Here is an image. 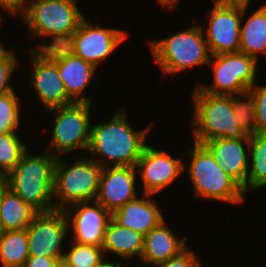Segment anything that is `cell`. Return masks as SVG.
<instances>
[{
  "instance_id": "obj_1",
  "label": "cell",
  "mask_w": 266,
  "mask_h": 267,
  "mask_svg": "<svg viewBox=\"0 0 266 267\" xmlns=\"http://www.w3.org/2000/svg\"><path fill=\"white\" fill-rule=\"evenodd\" d=\"M120 107L108 121L96 124L93 119L91 123L90 144L86 155L102 167H136L149 144L150 133L157 128L152 120L142 129H136V125L133 128L126 108Z\"/></svg>"
},
{
  "instance_id": "obj_2",
  "label": "cell",
  "mask_w": 266,
  "mask_h": 267,
  "mask_svg": "<svg viewBox=\"0 0 266 267\" xmlns=\"http://www.w3.org/2000/svg\"><path fill=\"white\" fill-rule=\"evenodd\" d=\"M78 1H29L26 13L20 21L29 29L28 36L32 37V41H41L26 48L45 50L54 46H64L86 17L79 8Z\"/></svg>"
},
{
  "instance_id": "obj_3",
  "label": "cell",
  "mask_w": 266,
  "mask_h": 267,
  "mask_svg": "<svg viewBox=\"0 0 266 267\" xmlns=\"http://www.w3.org/2000/svg\"><path fill=\"white\" fill-rule=\"evenodd\" d=\"M192 144L180 155L189 157V162H183V171L188 174L196 198L233 206L245 204L247 195L243 188L216 163L211 151L204 144Z\"/></svg>"
},
{
  "instance_id": "obj_4",
  "label": "cell",
  "mask_w": 266,
  "mask_h": 267,
  "mask_svg": "<svg viewBox=\"0 0 266 267\" xmlns=\"http://www.w3.org/2000/svg\"><path fill=\"white\" fill-rule=\"evenodd\" d=\"M146 43L155 65L166 77L206 67L211 54L200 24H191L165 38L149 39ZM186 71V72H185Z\"/></svg>"
},
{
  "instance_id": "obj_5",
  "label": "cell",
  "mask_w": 266,
  "mask_h": 267,
  "mask_svg": "<svg viewBox=\"0 0 266 267\" xmlns=\"http://www.w3.org/2000/svg\"><path fill=\"white\" fill-rule=\"evenodd\" d=\"M38 152L27 151L6 179L8 187L37 212H49L55 210L54 170L58 157L43 148Z\"/></svg>"
},
{
  "instance_id": "obj_6",
  "label": "cell",
  "mask_w": 266,
  "mask_h": 267,
  "mask_svg": "<svg viewBox=\"0 0 266 267\" xmlns=\"http://www.w3.org/2000/svg\"><path fill=\"white\" fill-rule=\"evenodd\" d=\"M190 97L193 110L189 125L194 142L203 144L212 139L246 136L236 121L233 96L212 95L194 87Z\"/></svg>"
},
{
  "instance_id": "obj_7",
  "label": "cell",
  "mask_w": 266,
  "mask_h": 267,
  "mask_svg": "<svg viewBox=\"0 0 266 267\" xmlns=\"http://www.w3.org/2000/svg\"><path fill=\"white\" fill-rule=\"evenodd\" d=\"M81 155V156H80ZM70 164L65 156L57 158L54 170L55 209L85 201H96L103 167L89 156L80 154Z\"/></svg>"
},
{
  "instance_id": "obj_8",
  "label": "cell",
  "mask_w": 266,
  "mask_h": 267,
  "mask_svg": "<svg viewBox=\"0 0 266 267\" xmlns=\"http://www.w3.org/2000/svg\"><path fill=\"white\" fill-rule=\"evenodd\" d=\"M93 104L88 102H74L45 110L52 114L53 125L48 146L43 149L56 157L67 156L77 151L87 152L90 144L91 123L93 119ZM67 153V154H66Z\"/></svg>"
},
{
  "instance_id": "obj_9",
  "label": "cell",
  "mask_w": 266,
  "mask_h": 267,
  "mask_svg": "<svg viewBox=\"0 0 266 267\" xmlns=\"http://www.w3.org/2000/svg\"><path fill=\"white\" fill-rule=\"evenodd\" d=\"M259 62L242 52L213 55L207 67L212 70L210 84L196 80L195 87L200 92L212 95L234 96L248 92L258 83Z\"/></svg>"
},
{
  "instance_id": "obj_10",
  "label": "cell",
  "mask_w": 266,
  "mask_h": 267,
  "mask_svg": "<svg viewBox=\"0 0 266 267\" xmlns=\"http://www.w3.org/2000/svg\"><path fill=\"white\" fill-rule=\"evenodd\" d=\"M131 35L127 30L93 24L85 17L69 41L64 45L74 55L94 65L97 69L122 46Z\"/></svg>"
},
{
  "instance_id": "obj_11",
  "label": "cell",
  "mask_w": 266,
  "mask_h": 267,
  "mask_svg": "<svg viewBox=\"0 0 266 267\" xmlns=\"http://www.w3.org/2000/svg\"><path fill=\"white\" fill-rule=\"evenodd\" d=\"M181 158L176 154L172 155L168 149L157 148L149 143L136 164L138 180L141 181L140 191L143 190L144 194L160 195L175 184V181H179V177L184 174L183 160L186 157Z\"/></svg>"
},
{
  "instance_id": "obj_12",
  "label": "cell",
  "mask_w": 266,
  "mask_h": 267,
  "mask_svg": "<svg viewBox=\"0 0 266 267\" xmlns=\"http://www.w3.org/2000/svg\"><path fill=\"white\" fill-rule=\"evenodd\" d=\"M26 230L29 256L63 260L70 235L68 220L63 210L38 212Z\"/></svg>"
},
{
  "instance_id": "obj_13",
  "label": "cell",
  "mask_w": 266,
  "mask_h": 267,
  "mask_svg": "<svg viewBox=\"0 0 266 267\" xmlns=\"http://www.w3.org/2000/svg\"><path fill=\"white\" fill-rule=\"evenodd\" d=\"M30 57L29 88L42 105L43 111L74 103L67 95L56 62L44 51L26 49Z\"/></svg>"
},
{
  "instance_id": "obj_14",
  "label": "cell",
  "mask_w": 266,
  "mask_h": 267,
  "mask_svg": "<svg viewBox=\"0 0 266 267\" xmlns=\"http://www.w3.org/2000/svg\"><path fill=\"white\" fill-rule=\"evenodd\" d=\"M207 25L200 23L211 56L239 52L242 6L224 5L212 0Z\"/></svg>"
},
{
  "instance_id": "obj_15",
  "label": "cell",
  "mask_w": 266,
  "mask_h": 267,
  "mask_svg": "<svg viewBox=\"0 0 266 267\" xmlns=\"http://www.w3.org/2000/svg\"><path fill=\"white\" fill-rule=\"evenodd\" d=\"M69 238L80 244L103 247L105 229L112 214L97 201L76 202L63 209Z\"/></svg>"
},
{
  "instance_id": "obj_16",
  "label": "cell",
  "mask_w": 266,
  "mask_h": 267,
  "mask_svg": "<svg viewBox=\"0 0 266 267\" xmlns=\"http://www.w3.org/2000/svg\"><path fill=\"white\" fill-rule=\"evenodd\" d=\"M44 51L56 62L67 95L74 102L93 103L95 97L87 94L86 89L99 69L74 55L65 46H54Z\"/></svg>"
},
{
  "instance_id": "obj_17",
  "label": "cell",
  "mask_w": 266,
  "mask_h": 267,
  "mask_svg": "<svg viewBox=\"0 0 266 267\" xmlns=\"http://www.w3.org/2000/svg\"><path fill=\"white\" fill-rule=\"evenodd\" d=\"M138 182L136 167H103L96 201L113 214L140 195Z\"/></svg>"
},
{
  "instance_id": "obj_18",
  "label": "cell",
  "mask_w": 266,
  "mask_h": 267,
  "mask_svg": "<svg viewBox=\"0 0 266 267\" xmlns=\"http://www.w3.org/2000/svg\"><path fill=\"white\" fill-rule=\"evenodd\" d=\"M249 141L250 136L246 135L244 138H218L203 143L213 154L216 163L243 188L246 195Z\"/></svg>"
},
{
  "instance_id": "obj_19",
  "label": "cell",
  "mask_w": 266,
  "mask_h": 267,
  "mask_svg": "<svg viewBox=\"0 0 266 267\" xmlns=\"http://www.w3.org/2000/svg\"><path fill=\"white\" fill-rule=\"evenodd\" d=\"M166 219L144 235V247L139 267H152L178 256L188 246V237L174 231Z\"/></svg>"
},
{
  "instance_id": "obj_20",
  "label": "cell",
  "mask_w": 266,
  "mask_h": 267,
  "mask_svg": "<svg viewBox=\"0 0 266 267\" xmlns=\"http://www.w3.org/2000/svg\"><path fill=\"white\" fill-rule=\"evenodd\" d=\"M156 201L155 195L141 193L136 199L127 202L112 214L121 226L143 235L157 227L165 219L164 210Z\"/></svg>"
},
{
  "instance_id": "obj_21",
  "label": "cell",
  "mask_w": 266,
  "mask_h": 267,
  "mask_svg": "<svg viewBox=\"0 0 266 267\" xmlns=\"http://www.w3.org/2000/svg\"><path fill=\"white\" fill-rule=\"evenodd\" d=\"M258 6L252 12H249L250 6H242L239 52L260 63L261 57H266V1Z\"/></svg>"
},
{
  "instance_id": "obj_22",
  "label": "cell",
  "mask_w": 266,
  "mask_h": 267,
  "mask_svg": "<svg viewBox=\"0 0 266 267\" xmlns=\"http://www.w3.org/2000/svg\"><path fill=\"white\" fill-rule=\"evenodd\" d=\"M144 247V235L119 225L113 218L105 229L103 250L106 257L139 262Z\"/></svg>"
},
{
  "instance_id": "obj_23",
  "label": "cell",
  "mask_w": 266,
  "mask_h": 267,
  "mask_svg": "<svg viewBox=\"0 0 266 267\" xmlns=\"http://www.w3.org/2000/svg\"><path fill=\"white\" fill-rule=\"evenodd\" d=\"M37 213L8 188L0 204V231L25 230Z\"/></svg>"
},
{
  "instance_id": "obj_24",
  "label": "cell",
  "mask_w": 266,
  "mask_h": 267,
  "mask_svg": "<svg viewBox=\"0 0 266 267\" xmlns=\"http://www.w3.org/2000/svg\"><path fill=\"white\" fill-rule=\"evenodd\" d=\"M263 188H266V133H257L249 141L247 196Z\"/></svg>"
},
{
  "instance_id": "obj_25",
  "label": "cell",
  "mask_w": 266,
  "mask_h": 267,
  "mask_svg": "<svg viewBox=\"0 0 266 267\" xmlns=\"http://www.w3.org/2000/svg\"><path fill=\"white\" fill-rule=\"evenodd\" d=\"M28 258L26 229L0 231V267H23Z\"/></svg>"
},
{
  "instance_id": "obj_26",
  "label": "cell",
  "mask_w": 266,
  "mask_h": 267,
  "mask_svg": "<svg viewBox=\"0 0 266 267\" xmlns=\"http://www.w3.org/2000/svg\"><path fill=\"white\" fill-rule=\"evenodd\" d=\"M20 131L0 134V178L6 177L29 150ZM19 133V134H18Z\"/></svg>"
},
{
  "instance_id": "obj_27",
  "label": "cell",
  "mask_w": 266,
  "mask_h": 267,
  "mask_svg": "<svg viewBox=\"0 0 266 267\" xmlns=\"http://www.w3.org/2000/svg\"><path fill=\"white\" fill-rule=\"evenodd\" d=\"M69 241L62 260L67 267H96L105 257L102 247Z\"/></svg>"
},
{
  "instance_id": "obj_28",
  "label": "cell",
  "mask_w": 266,
  "mask_h": 267,
  "mask_svg": "<svg viewBox=\"0 0 266 267\" xmlns=\"http://www.w3.org/2000/svg\"><path fill=\"white\" fill-rule=\"evenodd\" d=\"M20 95L13 90L0 97V134H5L11 131H19L22 129V109L24 104H21Z\"/></svg>"
},
{
  "instance_id": "obj_29",
  "label": "cell",
  "mask_w": 266,
  "mask_h": 267,
  "mask_svg": "<svg viewBox=\"0 0 266 267\" xmlns=\"http://www.w3.org/2000/svg\"><path fill=\"white\" fill-rule=\"evenodd\" d=\"M233 109L239 127L246 135L257 134L255 105L251 95L246 92L233 96Z\"/></svg>"
},
{
  "instance_id": "obj_30",
  "label": "cell",
  "mask_w": 266,
  "mask_h": 267,
  "mask_svg": "<svg viewBox=\"0 0 266 267\" xmlns=\"http://www.w3.org/2000/svg\"><path fill=\"white\" fill-rule=\"evenodd\" d=\"M0 47V97L15 90L12 81L14 72H18L20 61H18L15 51Z\"/></svg>"
},
{
  "instance_id": "obj_31",
  "label": "cell",
  "mask_w": 266,
  "mask_h": 267,
  "mask_svg": "<svg viewBox=\"0 0 266 267\" xmlns=\"http://www.w3.org/2000/svg\"><path fill=\"white\" fill-rule=\"evenodd\" d=\"M255 105L257 133H266V84H255L248 89Z\"/></svg>"
},
{
  "instance_id": "obj_32",
  "label": "cell",
  "mask_w": 266,
  "mask_h": 267,
  "mask_svg": "<svg viewBox=\"0 0 266 267\" xmlns=\"http://www.w3.org/2000/svg\"><path fill=\"white\" fill-rule=\"evenodd\" d=\"M198 257L196 250L187 247L178 256L165 262L158 263L152 267H204V264Z\"/></svg>"
},
{
  "instance_id": "obj_33",
  "label": "cell",
  "mask_w": 266,
  "mask_h": 267,
  "mask_svg": "<svg viewBox=\"0 0 266 267\" xmlns=\"http://www.w3.org/2000/svg\"><path fill=\"white\" fill-rule=\"evenodd\" d=\"M29 0H0V9L9 13V16H20L26 13Z\"/></svg>"
},
{
  "instance_id": "obj_34",
  "label": "cell",
  "mask_w": 266,
  "mask_h": 267,
  "mask_svg": "<svg viewBox=\"0 0 266 267\" xmlns=\"http://www.w3.org/2000/svg\"><path fill=\"white\" fill-rule=\"evenodd\" d=\"M62 262L59 258L45 256H29L23 267H58Z\"/></svg>"
},
{
  "instance_id": "obj_35",
  "label": "cell",
  "mask_w": 266,
  "mask_h": 267,
  "mask_svg": "<svg viewBox=\"0 0 266 267\" xmlns=\"http://www.w3.org/2000/svg\"><path fill=\"white\" fill-rule=\"evenodd\" d=\"M112 259V257H104V259L96 266V267H130V262L125 259H120V261L115 258V260Z\"/></svg>"
},
{
  "instance_id": "obj_36",
  "label": "cell",
  "mask_w": 266,
  "mask_h": 267,
  "mask_svg": "<svg viewBox=\"0 0 266 267\" xmlns=\"http://www.w3.org/2000/svg\"><path fill=\"white\" fill-rule=\"evenodd\" d=\"M155 1L160 7L165 8L166 11L169 10L174 12L179 7V4L181 5L182 0H155Z\"/></svg>"
},
{
  "instance_id": "obj_37",
  "label": "cell",
  "mask_w": 266,
  "mask_h": 267,
  "mask_svg": "<svg viewBox=\"0 0 266 267\" xmlns=\"http://www.w3.org/2000/svg\"><path fill=\"white\" fill-rule=\"evenodd\" d=\"M220 4L233 5V6H252V0H214Z\"/></svg>"
},
{
  "instance_id": "obj_38",
  "label": "cell",
  "mask_w": 266,
  "mask_h": 267,
  "mask_svg": "<svg viewBox=\"0 0 266 267\" xmlns=\"http://www.w3.org/2000/svg\"><path fill=\"white\" fill-rule=\"evenodd\" d=\"M8 188L9 187H8V182H7L6 177H1L0 178V204L3 198V195Z\"/></svg>"
},
{
  "instance_id": "obj_39",
  "label": "cell",
  "mask_w": 266,
  "mask_h": 267,
  "mask_svg": "<svg viewBox=\"0 0 266 267\" xmlns=\"http://www.w3.org/2000/svg\"><path fill=\"white\" fill-rule=\"evenodd\" d=\"M3 20H4V16H3V14H1L0 13V27H2V22H3ZM3 41H4V39L1 41L0 40V47H2V46H4L5 44L3 43Z\"/></svg>"
},
{
  "instance_id": "obj_40",
  "label": "cell",
  "mask_w": 266,
  "mask_h": 267,
  "mask_svg": "<svg viewBox=\"0 0 266 267\" xmlns=\"http://www.w3.org/2000/svg\"><path fill=\"white\" fill-rule=\"evenodd\" d=\"M58 267H67L63 262H61Z\"/></svg>"
}]
</instances>
